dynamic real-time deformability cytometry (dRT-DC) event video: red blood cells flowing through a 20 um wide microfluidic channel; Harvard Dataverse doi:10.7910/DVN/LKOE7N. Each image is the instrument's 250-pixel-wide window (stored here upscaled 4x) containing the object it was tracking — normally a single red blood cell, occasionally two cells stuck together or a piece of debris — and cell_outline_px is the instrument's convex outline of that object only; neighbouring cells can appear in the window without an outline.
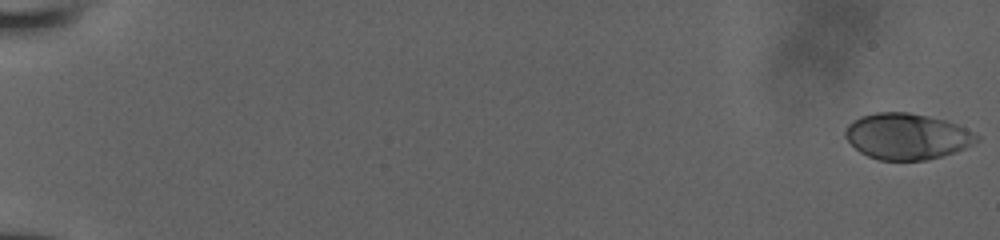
{"species": "human", "species_latin": "Homo sapiens", "temperature_condition": "room temperature", "stored_images_in_passage": 73, "camera_frame_rate_fps": 3000, "um_per_image_px": 0.085, "donor": {"sex": "male"}, "frame": {"image": 1, "passage_image": 1, "time_ms": 0.0, "image_size_px": [1000, 240], "cell_outline_px": [[980, 140], [964, 148], [940, 156], [924, 160], [880, 160], [868, 156], [860, 152], [844, 136], [844, 132], [848, 124], [852, 120], [860, 116], [876, 112], [908, 112], [928, 116], [944, 120], [956, 124], [980, 136]], "centroid_in_image_um": [77.05, 11.58], "position_along_channel_um": 7.9, "area_um2": 35.03}}
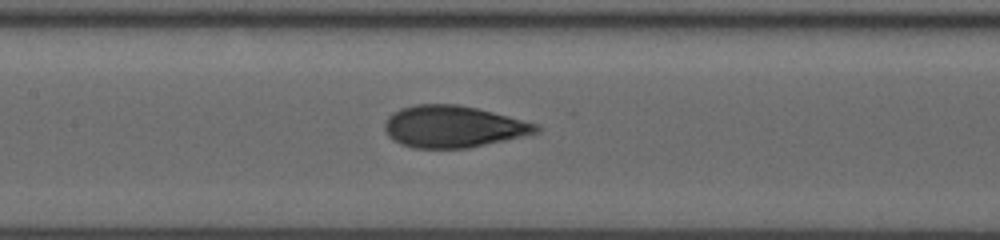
{"frame": {"image": 2, "passage_image": 38, "time_ms": 9.333, "image_size_px": [1000, 240], "cell_outline_px": [[540, 132], [468, 148], [412, 148], [400, 144], [392, 140], [388, 136], [384, 128], [384, 124], [388, 116], [400, 108], [416, 104], [460, 104], [540, 124]], "centroid_in_image_um": [38.5, 10.76], "position_along_channel_um": 168.9, "area_um2": 36.99}}
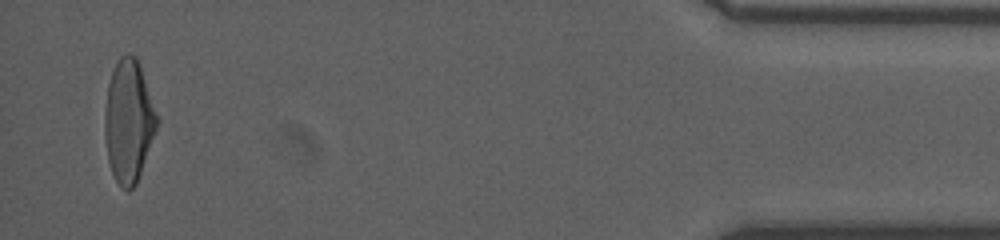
{"frame": {"image": 3, "passage_image": 69, "time_ms": 17.333, "image_size_px": [1000, 240], "cell_outline_px": [[160, 120], [136, 184], [128, 192], [120, 188], [112, 172], [108, 160], [104, 132], [104, 116], [108, 84], [112, 68], [116, 60], [120, 56], [128, 52], [136, 56], [140, 64]], "centroid_in_image_um": [10.93, 10.25], "position_along_channel_um": 424.3, "area_um2": 37.74}}